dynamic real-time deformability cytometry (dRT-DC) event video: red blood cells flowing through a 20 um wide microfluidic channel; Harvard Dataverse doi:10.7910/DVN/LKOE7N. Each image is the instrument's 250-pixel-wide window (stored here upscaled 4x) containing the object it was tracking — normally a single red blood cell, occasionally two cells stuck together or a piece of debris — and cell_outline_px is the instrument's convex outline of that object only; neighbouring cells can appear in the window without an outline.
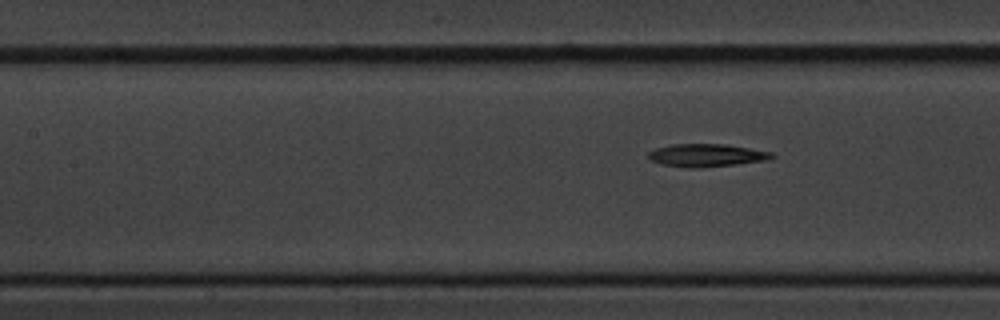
{"species": "common noctule bat (a hibernating species)", "species_latin": "Nyctalus noctula", "temperature_condition": "cold", "stored_images_in_passage": 8, "camera_frame_rate_fps": 3000, "um_per_image_px": 0.085, "animal": {"sex": "male", "body_mass_g": 20.1, "forearm_length_mm": 53.5}, "frame": {"image": 1, "passage_image": 8, "time_ms": 9.0, "image_size_px": [1000, 320], "cell_outline_px": [[776, 156], [764, 160], [736, 164], [696, 168], [688, 168], [660, 164], [652, 160], [648, 156], [648, 152], [656, 148], [668, 144], [724, 144], [772, 152]], "centroid_in_image_um": [60.0, 13.19], "position_along_channel_um": 147.4, "area_um2": 16.3}}